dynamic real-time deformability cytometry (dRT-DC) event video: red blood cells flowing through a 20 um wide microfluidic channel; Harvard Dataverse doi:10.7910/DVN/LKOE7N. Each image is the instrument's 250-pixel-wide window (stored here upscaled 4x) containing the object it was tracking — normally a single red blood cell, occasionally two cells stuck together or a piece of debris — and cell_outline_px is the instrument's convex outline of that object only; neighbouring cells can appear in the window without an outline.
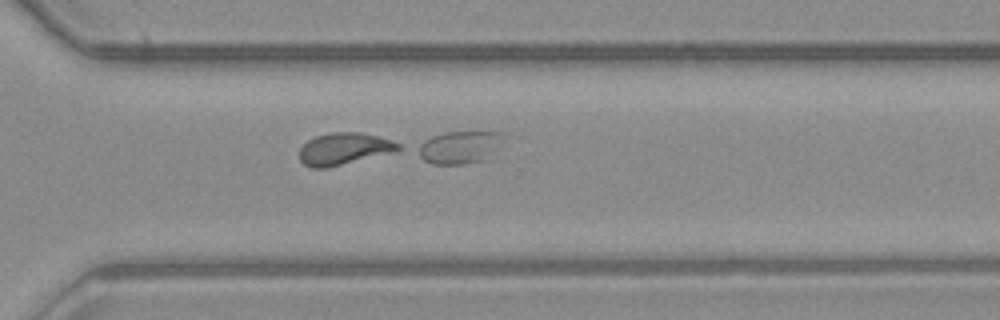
{"species": "common noctule bat (a hibernating species)", "species_latin": "Nyctalus noctula", "temperature_condition": "warm", "stored_images_in_passage": 23, "camera_frame_rate_fps": 3000, "um_per_image_px": 0.085, "animal": {"sex": "male", "body_mass_g": 23.1, "forearm_length_mm": 52.7}, "frame": {"image": 1, "passage_image": 22, "time_ms": 7.0, "image_size_px": [1000, 320], "cell_outline_px": [[508, 132], [488, 160], [464, 164], [432, 164], [424, 160], [412, 148], [416, 144], [432, 136], [444, 132]], "centroid_in_image_um": [39.03, 12.52], "position_along_channel_um": 331.6, "area_um2": 16.76}}